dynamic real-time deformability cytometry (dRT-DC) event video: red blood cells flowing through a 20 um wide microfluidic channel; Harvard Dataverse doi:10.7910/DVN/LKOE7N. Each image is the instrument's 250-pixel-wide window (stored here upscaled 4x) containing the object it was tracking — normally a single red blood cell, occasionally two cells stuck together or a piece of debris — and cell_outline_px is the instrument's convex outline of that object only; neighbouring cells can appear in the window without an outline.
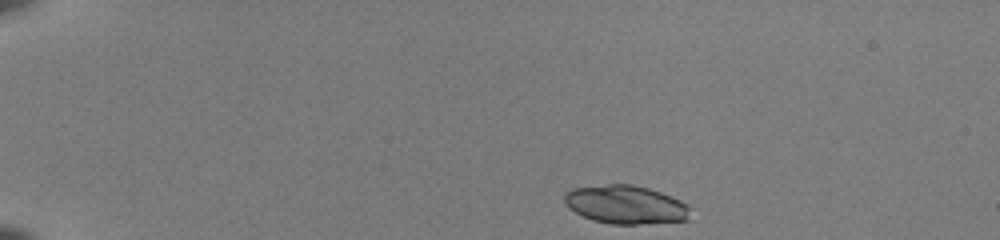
{"species": "common noctule bat (a hibernating species)", "species_latin": "Nyctalus noctula", "temperature_condition": "room temperature", "stored_images_in_passage": 43, "camera_frame_rate_fps": 3000, "um_per_image_px": 0.085, "animal": {"sex": "female", "body_mass_g": 22.0, "forearm_length_mm": 56.7}, "frame": {"image": 1, "passage_image": 1, "time_ms": 0.0, "image_size_px": [1000, 240], "cell_outline_px": [[688, 220], [636, 224], [612, 224], [592, 220], [576, 212], [564, 200], [564, 196], [572, 188], [608, 184], [632, 184], [648, 188], [660, 192], [680, 200], [688, 208]], "centroid_in_image_um": [53.17, 17.39], "position_along_channel_um": 31.8, "area_um2": 27.69}}